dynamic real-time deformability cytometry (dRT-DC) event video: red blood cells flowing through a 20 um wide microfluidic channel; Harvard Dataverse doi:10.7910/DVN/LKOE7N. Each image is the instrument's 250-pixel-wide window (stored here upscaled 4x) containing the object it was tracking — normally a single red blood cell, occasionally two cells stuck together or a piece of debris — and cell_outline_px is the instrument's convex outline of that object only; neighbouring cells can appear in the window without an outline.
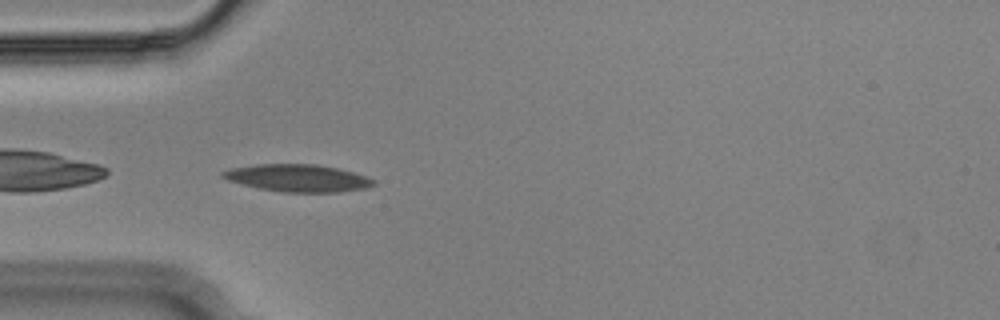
{"species": "Egyptian fruit bat (a non-hibernating species)", "species_latin": "Rousettus aegyptiacus", "temperature_condition": "cold", "stored_images_in_passage": 24, "camera_frame_rate_fps": 3000, "um_per_image_px": 0.085, "animal": {"sex": "male"}, "frame": {"image": 1, "passage_image": 1, "time_ms": 0.0, "image_size_px": [1000, 320], "cell_outline_px": [[376, 184], [368, 188], [340, 192], [280, 192], [260, 188], [228, 180], [220, 176], [220, 172], [232, 168], [256, 164], [316, 164], [336, 168], [352, 172], [376, 180]], "centroid_in_image_um": [25.33, 15.13], "position_along_channel_um": 59.7, "area_um2": 23.93}}
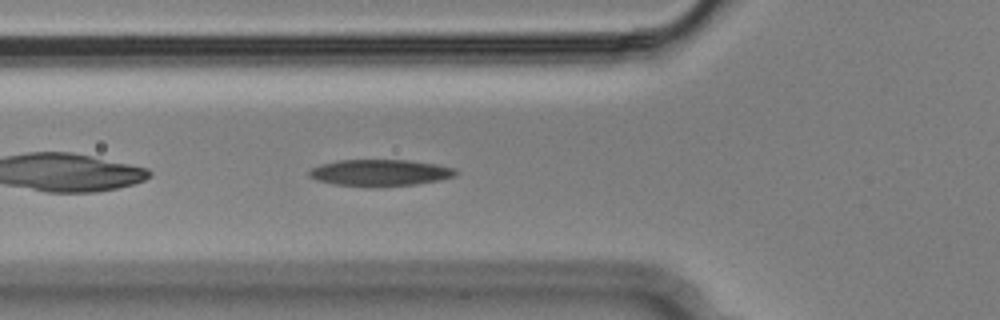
{"frame": {"image": 2, "passage_image": 4, "time_ms": 1.0, "image_size_px": [1000, 320], "cell_outline_px": [[460, 172], [456, 176], [416, 184], [380, 188], [336, 184], [316, 180], [308, 176], [308, 172], [312, 168], [320, 164], [336, 160], [408, 160], [436, 164], [456, 168]], "centroid_in_image_um": [32.31, 14.69], "position_along_channel_um": 93.5, "area_um2": 23.0}}
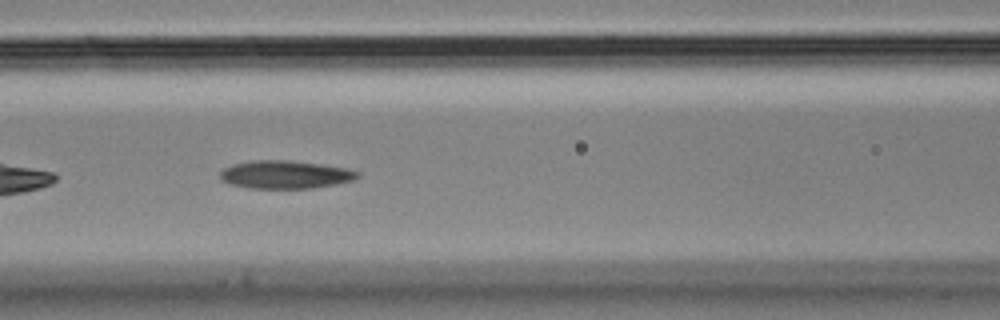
{"frame": {"image": 3, "passage_image": 8, "time_ms": 2.333, "image_size_px": [1000, 320], "cell_outline_px": [[360, 176], [356, 180], [336, 184], [312, 188], [248, 188], [232, 184], [220, 180], [220, 172], [224, 168], [232, 164], [252, 160], [288, 160], [348, 168], [360, 172]], "centroid_in_image_um": [24.26, 14.84], "position_along_channel_um": 142.3, "area_um2": 22.54}}